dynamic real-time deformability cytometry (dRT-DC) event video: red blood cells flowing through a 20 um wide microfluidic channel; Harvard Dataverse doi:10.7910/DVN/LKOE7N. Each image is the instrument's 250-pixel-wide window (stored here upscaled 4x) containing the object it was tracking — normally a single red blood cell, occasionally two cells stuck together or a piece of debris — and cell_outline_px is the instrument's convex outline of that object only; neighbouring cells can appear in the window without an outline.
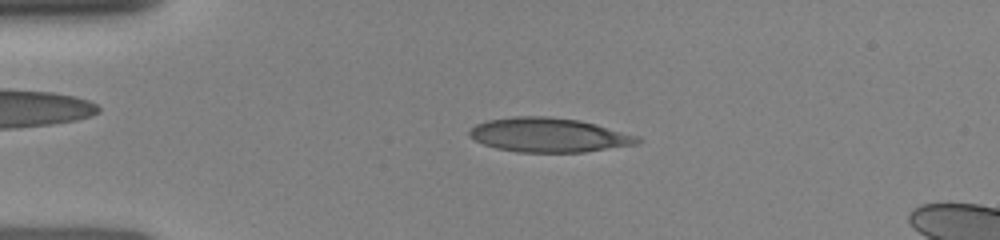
{"species": "human", "species_latin": "Homo sapiens", "temperature_condition": "room temperature", "stored_images_in_passage": 19, "camera_frame_rate_fps": 3000, "um_per_image_px": 0.085, "donor": {"sex": "female"}, "frame": {"image": 1, "passage_image": 5, "time_ms": 2.667, "image_size_px": [1000, 240], "cell_outline_px": [[644, 140], [636, 144], [584, 152], [516, 152], [496, 148], [484, 144], [468, 136], [468, 132], [476, 124], [488, 120], [512, 116], [548, 116], [580, 120], [596, 124], [640, 136]], "centroid_in_image_um": [46.66, 11.47], "position_along_channel_um": 38.3, "area_um2": 33.7}}
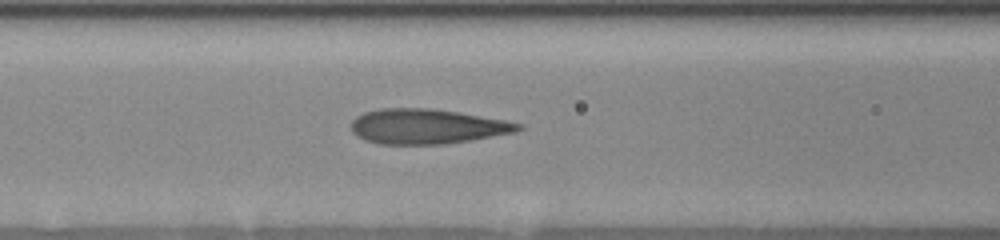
{"frame": {"image": 2, "passage_image": 13, "time_ms": 5.667, "image_size_px": [1000, 240], "cell_outline_px": [[524, 128], [516, 132], [472, 140], [444, 144], [380, 144], [364, 140], [356, 136], [352, 132], [352, 120], [356, 116], [364, 112], [380, 108], [432, 108], [460, 112], [504, 120], [524, 124]], "centroid_in_image_um": [36.3, 10.74], "position_along_channel_um": 130.3, "area_um2": 34.28}}
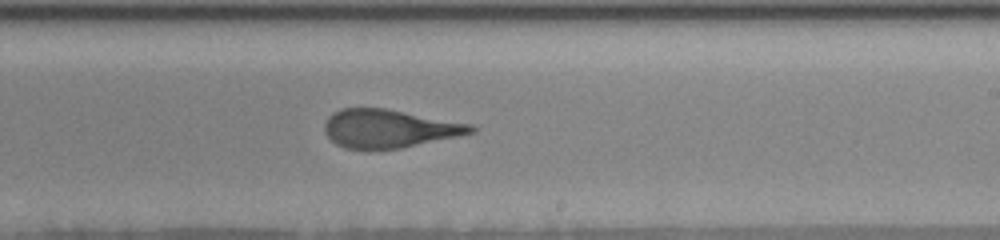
{"frame": {"image": 3, "passage_image": 19, "time_ms": 8.667, "image_size_px": [1000, 240], "cell_outline_px": [[476, 132], [400, 148], [344, 148], [336, 144], [324, 132], [324, 124], [328, 116], [332, 112], [340, 108], [384, 108], [472, 124], [476, 128]], "centroid_in_image_um": [33.04, 10.91], "position_along_channel_um": 256.0, "area_um2": 32.31}}